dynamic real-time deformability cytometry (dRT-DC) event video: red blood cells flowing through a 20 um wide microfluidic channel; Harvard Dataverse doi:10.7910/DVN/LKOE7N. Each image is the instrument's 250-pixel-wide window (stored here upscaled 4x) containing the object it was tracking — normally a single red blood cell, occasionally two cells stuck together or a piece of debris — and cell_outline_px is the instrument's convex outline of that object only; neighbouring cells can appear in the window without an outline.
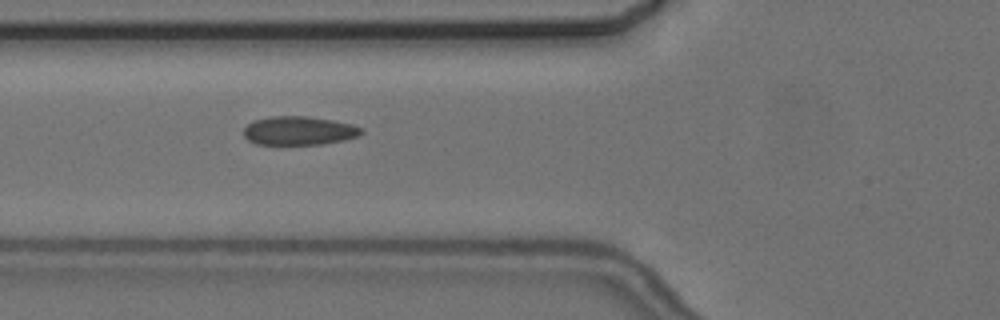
{"species": "common noctule bat (a hibernating species)", "species_latin": "Nyctalus noctula", "temperature_condition": "cold", "stored_images_in_passage": 6, "camera_frame_rate_fps": 3000, "um_per_image_px": 0.085, "animal": {"sex": "female", "body_mass_g": 24.6, "forearm_length_mm": 56.2}, "frame": {"image": 1, "passage_image": 5, "time_ms": 5.333, "image_size_px": [1000, 320], "cell_outline_px": [[364, 132], [360, 136], [344, 140], [324, 144], [256, 144], [248, 140], [244, 136], [244, 128], [252, 120], [268, 116], [308, 116], [332, 120], [352, 124], [364, 128]], "centroid_in_image_um": [25.43, 11.1], "position_along_channel_um": 100.4, "area_um2": 19.94}}
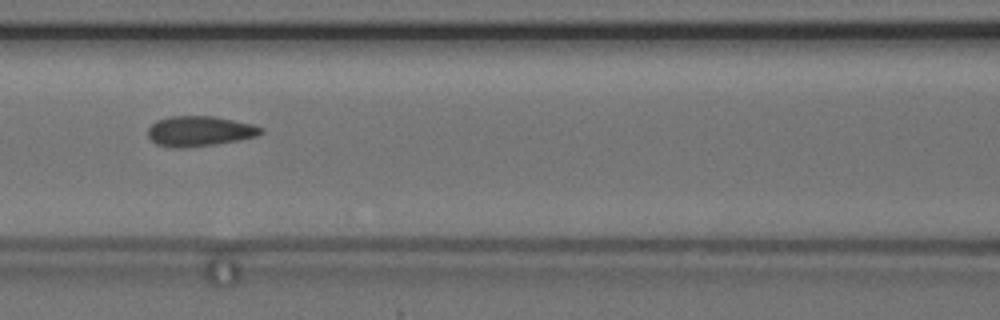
{"frame": {"image": 2, "passage_image": 6, "time_ms": 6.667, "image_size_px": [1000, 320], "cell_outline_px": [[264, 132], [256, 136], [240, 140], [216, 144], [184, 148], [172, 148], [156, 144], [148, 136], [148, 128], [156, 120], [172, 116], [212, 116], [252, 124], [264, 128]], "centroid_in_image_um": [16.96, 11.16], "position_along_channel_um": 149.6, "area_um2": 19.94}}